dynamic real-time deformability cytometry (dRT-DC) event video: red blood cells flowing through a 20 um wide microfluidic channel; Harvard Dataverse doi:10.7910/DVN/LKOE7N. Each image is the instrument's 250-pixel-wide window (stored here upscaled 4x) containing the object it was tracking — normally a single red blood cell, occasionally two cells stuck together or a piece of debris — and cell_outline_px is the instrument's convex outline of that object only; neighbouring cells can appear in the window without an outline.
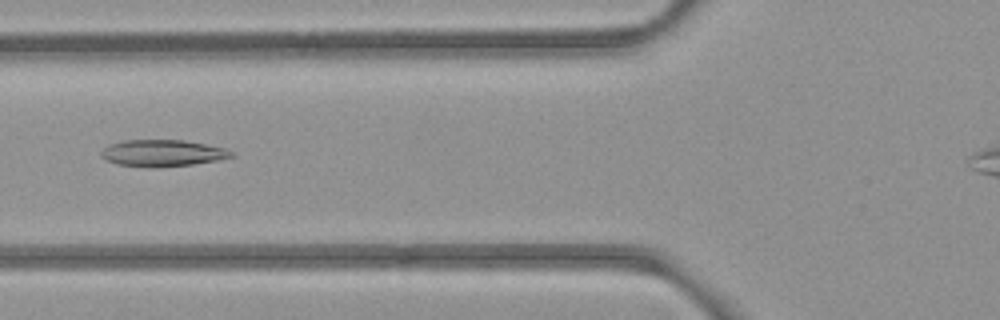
{"species": "common noctule bat (a hibernating species)", "species_latin": "Nyctalus noctula", "temperature_condition": "room temperature", "stored_images_in_passage": 47, "camera_frame_rate_fps": 3000, "um_per_image_px": 0.085, "animal": {"sex": "female", "body_mass_g": 21.9}, "frame": {"image": 1, "passage_image": 20, "time_ms": 6.333, "image_size_px": [1000, 320], "cell_outline_px": [[236, 156], [216, 160], [192, 164], [156, 168], [148, 168], [116, 164], [104, 160], [100, 156], [100, 152], [108, 144], [124, 140], [184, 140], [224, 148], [232, 152]], "centroid_in_image_um": [13.74, 13.02], "position_along_channel_um": 112.1, "area_um2": 20.4}}
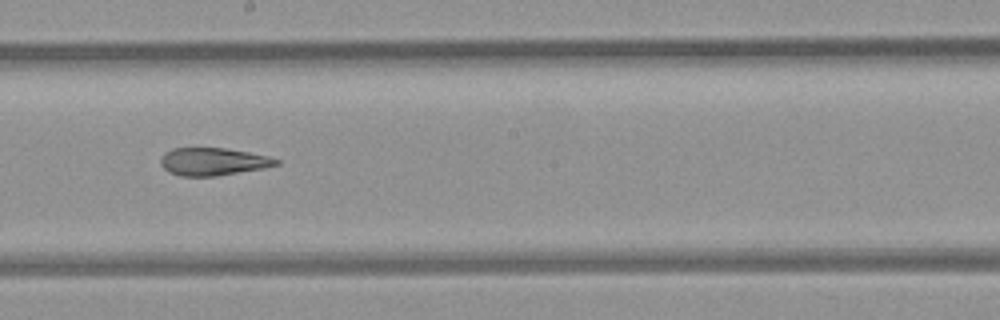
{"frame": {"image": 2, "passage_image": 29, "time_ms": 9.333, "image_size_px": [1000, 320], "cell_outline_px": [[280, 164], [264, 168], [216, 176], [180, 176], [168, 172], [160, 164], [160, 160], [164, 152], [172, 148], [224, 148], [248, 152], [268, 156], [280, 160]], "centroid_in_image_um": [18.09, 13.74], "position_along_channel_um": 230.1, "area_um2": 18.67}}
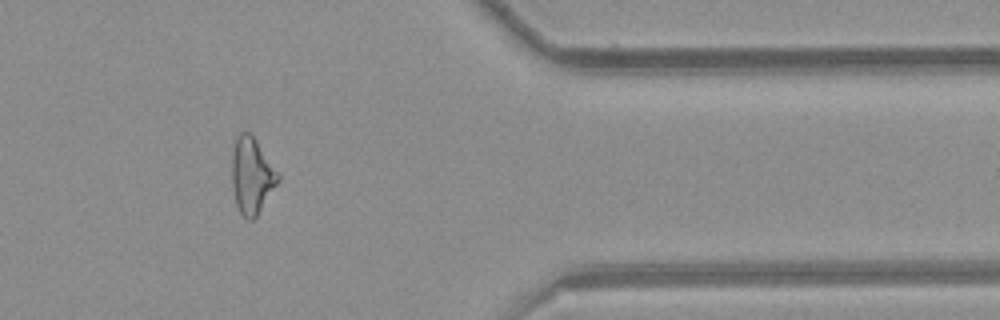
{"frame": {"image": 3, "passage_image": 43, "time_ms": 14.0, "image_size_px": [1000, 320], "cell_outline_px": [[280, 180], [256, 216], [252, 220], [248, 220], [240, 212], [236, 204], [232, 184], [232, 148], [236, 136], [240, 132], [248, 132], [256, 140], [280, 176]], "centroid_in_image_um": [21.38, 14.91], "position_along_channel_um": 390.0, "area_um2": 20.23}}